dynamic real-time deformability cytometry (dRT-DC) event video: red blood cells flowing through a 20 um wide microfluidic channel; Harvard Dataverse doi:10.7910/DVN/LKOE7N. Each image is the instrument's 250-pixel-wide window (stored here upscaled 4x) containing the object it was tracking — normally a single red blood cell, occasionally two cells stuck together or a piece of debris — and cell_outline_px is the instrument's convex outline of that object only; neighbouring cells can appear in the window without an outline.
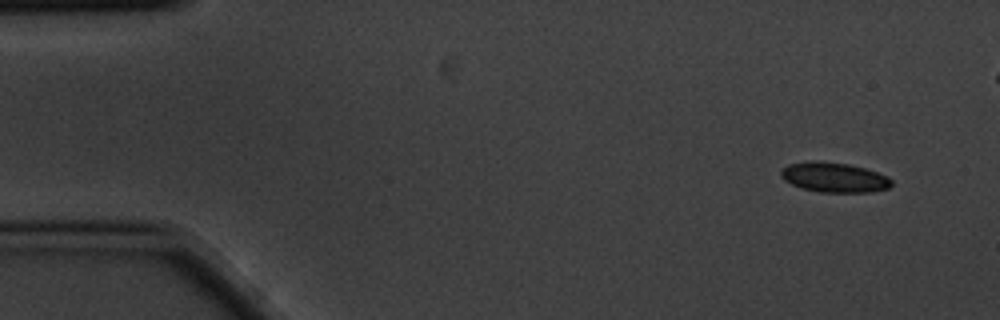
{"species": "common noctule bat (a hibernating species)", "species_latin": "Nyctalus noctula", "temperature_condition": "cold", "stored_images_in_passage": 6, "camera_frame_rate_fps": 3000, "um_per_image_px": 0.085, "animal": {"sex": "male", "body_mass_g": 20.1, "forearm_length_mm": 53.5}, "frame": {"image": 1, "passage_image": 1, "time_ms": 0.0, "image_size_px": [1000, 320], "cell_outline_px": [[892, 184], [888, 188], [872, 192], [820, 192], [800, 188], [784, 180], [780, 176], [780, 172], [788, 164], [816, 160], [848, 164], [864, 168], [888, 176], [892, 180]], "centroid_in_image_um": [70.9, 15.08], "position_along_channel_um": 14.1, "area_um2": 19.25}}